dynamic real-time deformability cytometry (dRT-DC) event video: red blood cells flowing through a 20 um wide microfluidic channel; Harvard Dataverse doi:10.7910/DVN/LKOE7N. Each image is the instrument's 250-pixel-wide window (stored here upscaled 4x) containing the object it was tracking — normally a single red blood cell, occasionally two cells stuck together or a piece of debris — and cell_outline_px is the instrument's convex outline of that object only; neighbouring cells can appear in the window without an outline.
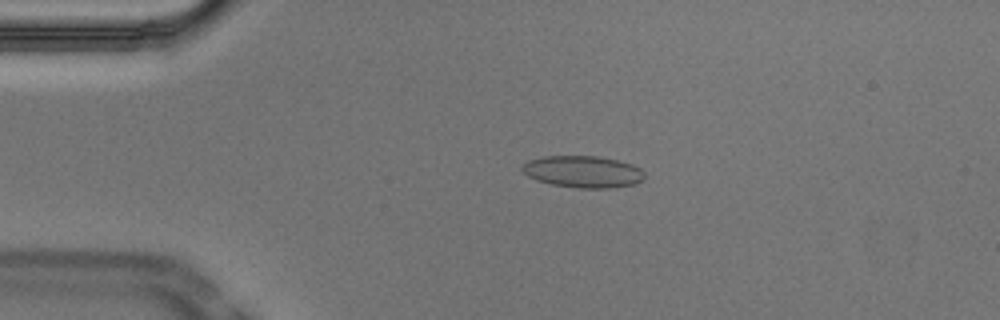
{"species": "Egyptian fruit bat (a non-hibernating species)", "species_latin": "Rousettus aegyptiacus", "temperature_condition": "cold", "stored_images_in_passage": 53, "camera_frame_rate_fps": 3000, "um_per_image_px": 0.085, "animal": {"sex": "male"}, "frame": {"image": 1, "passage_image": 11, "time_ms": 3.333, "image_size_px": [1000, 320], "cell_outline_px": [[644, 180], [632, 184], [612, 188], [576, 188], [552, 184], [536, 180], [528, 176], [520, 168], [528, 160], [544, 156], [596, 156], [616, 160], [632, 164], [640, 168], [644, 172]], "centroid_in_image_um": [49.55, 14.6], "position_along_channel_um": 35.5, "area_um2": 22.66}}
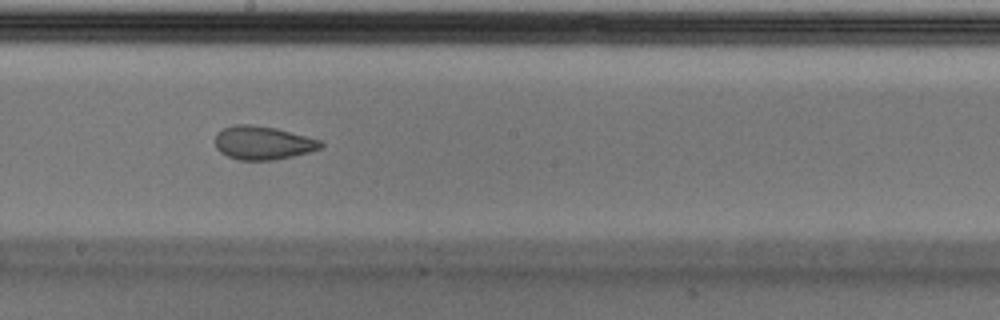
{"frame": {"image": 2, "passage_image": 29, "time_ms": 9.333, "image_size_px": [1000, 320], "cell_outline_px": [[324, 144], [320, 148], [308, 152], [292, 156], [272, 160], [240, 160], [228, 156], [220, 152], [216, 148], [216, 132], [224, 128], [236, 124], [252, 124], [276, 128], [320, 140]], "centroid_in_image_um": [22.32, 12.13], "position_along_channel_um": 225.9, "area_um2": 20.46}}
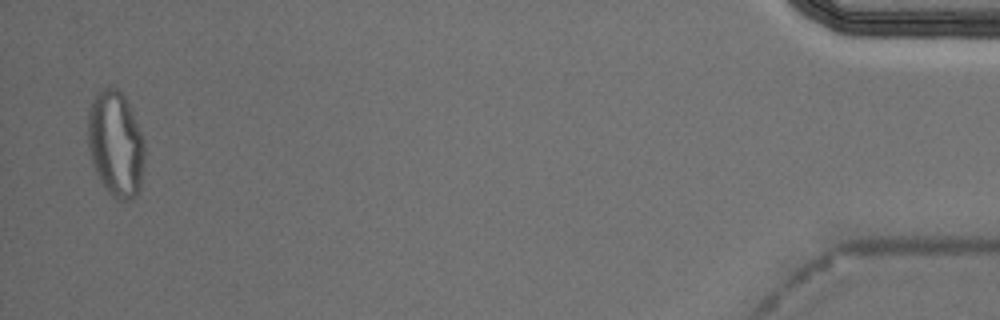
{"frame": {"image": 3, "passage_image": 52, "time_ms": 17.0, "image_size_px": [1000, 320], "cell_outline_px": [[144, 160], [140, 188], [136, 196], [128, 200], [116, 200], [104, 188], [92, 164], [88, 148], [88, 112], [92, 100], [96, 92], [108, 84], [116, 88], [124, 96], [132, 112], [144, 140]], "centroid_in_image_um": [9.81, 12.23], "position_along_channel_um": 425.4, "area_um2": 35.26}, "authors_computed_cell_mechanics": {"area_um2": 21.8484, "velocity_mm_per_s": 3.7307, "shape_relaxation_time_tau1_ms": null, "shape_relaxation_time_tau2_ms": 1.3391, "deformation_change_tau1": null, "deformation_change_tau2": 0.0714}}